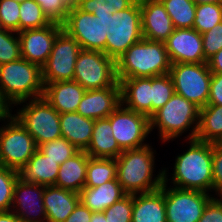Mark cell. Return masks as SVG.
Here are the masks:
<instances>
[{
  "instance_id": "bcb514c9",
  "label": "cell",
  "mask_w": 222,
  "mask_h": 222,
  "mask_svg": "<svg viewBox=\"0 0 222 222\" xmlns=\"http://www.w3.org/2000/svg\"><path fill=\"white\" fill-rule=\"evenodd\" d=\"M92 213L93 212L80 201L65 222H90Z\"/></svg>"
},
{
  "instance_id": "1f68e13d",
  "label": "cell",
  "mask_w": 222,
  "mask_h": 222,
  "mask_svg": "<svg viewBox=\"0 0 222 222\" xmlns=\"http://www.w3.org/2000/svg\"><path fill=\"white\" fill-rule=\"evenodd\" d=\"M19 14V32L43 28L52 23L41 6L34 0H26L20 3Z\"/></svg>"
},
{
  "instance_id": "52a82bcc",
  "label": "cell",
  "mask_w": 222,
  "mask_h": 222,
  "mask_svg": "<svg viewBox=\"0 0 222 222\" xmlns=\"http://www.w3.org/2000/svg\"><path fill=\"white\" fill-rule=\"evenodd\" d=\"M106 31V55L116 61L131 45L143 38L140 0L125 10L111 14Z\"/></svg>"
},
{
  "instance_id": "7c38bea8",
  "label": "cell",
  "mask_w": 222,
  "mask_h": 222,
  "mask_svg": "<svg viewBox=\"0 0 222 222\" xmlns=\"http://www.w3.org/2000/svg\"><path fill=\"white\" fill-rule=\"evenodd\" d=\"M113 136L122 151L147 146L151 134L150 118L120 104L108 117Z\"/></svg>"
},
{
  "instance_id": "603a6c76",
  "label": "cell",
  "mask_w": 222,
  "mask_h": 222,
  "mask_svg": "<svg viewBox=\"0 0 222 222\" xmlns=\"http://www.w3.org/2000/svg\"><path fill=\"white\" fill-rule=\"evenodd\" d=\"M131 222H167L164 183L155 191L133 194Z\"/></svg>"
},
{
  "instance_id": "f5cc1de1",
  "label": "cell",
  "mask_w": 222,
  "mask_h": 222,
  "mask_svg": "<svg viewBox=\"0 0 222 222\" xmlns=\"http://www.w3.org/2000/svg\"><path fill=\"white\" fill-rule=\"evenodd\" d=\"M67 4L71 6H76L79 0H65Z\"/></svg>"
},
{
  "instance_id": "6da1fadb",
  "label": "cell",
  "mask_w": 222,
  "mask_h": 222,
  "mask_svg": "<svg viewBox=\"0 0 222 222\" xmlns=\"http://www.w3.org/2000/svg\"><path fill=\"white\" fill-rule=\"evenodd\" d=\"M190 146L176 156L171 179L169 170H164V184L186 190L213 192L212 143L196 139L188 140ZM168 172V173H167Z\"/></svg>"
},
{
  "instance_id": "2e32d148",
  "label": "cell",
  "mask_w": 222,
  "mask_h": 222,
  "mask_svg": "<svg viewBox=\"0 0 222 222\" xmlns=\"http://www.w3.org/2000/svg\"><path fill=\"white\" fill-rule=\"evenodd\" d=\"M44 186L18 178L11 211L21 222H47L43 203Z\"/></svg>"
},
{
  "instance_id": "4fadbf2b",
  "label": "cell",
  "mask_w": 222,
  "mask_h": 222,
  "mask_svg": "<svg viewBox=\"0 0 222 222\" xmlns=\"http://www.w3.org/2000/svg\"><path fill=\"white\" fill-rule=\"evenodd\" d=\"M81 50L77 40L62 30L53 43L47 62L41 68L43 85L73 80L76 59Z\"/></svg>"
},
{
  "instance_id": "7dc6e473",
  "label": "cell",
  "mask_w": 222,
  "mask_h": 222,
  "mask_svg": "<svg viewBox=\"0 0 222 222\" xmlns=\"http://www.w3.org/2000/svg\"><path fill=\"white\" fill-rule=\"evenodd\" d=\"M207 63L212 73L222 74V49L213 55Z\"/></svg>"
},
{
  "instance_id": "7402d4cb",
  "label": "cell",
  "mask_w": 222,
  "mask_h": 222,
  "mask_svg": "<svg viewBox=\"0 0 222 222\" xmlns=\"http://www.w3.org/2000/svg\"><path fill=\"white\" fill-rule=\"evenodd\" d=\"M80 202V196L55 185L44 186L43 203L47 222H65Z\"/></svg>"
},
{
  "instance_id": "74e56055",
  "label": "cell",
  "mask_w": 222,
  "mask_h": 222,
  "mask_svg": "<svg viewBox=\"0 0 222 222\" xmlns=\"http://www.w3.org/2000/svg\"><path fill=\"white\" fill-rule=\"evenodd\" d=\"M20 58L21 48L17 32L0 28V65Z\"/></svg>"
},
{
  "instance_id": "30bf717a",
  "label": "cell",
  "mask_w": 222,
  "mask_h": 222,
  "mask_svg": "<svg viewBox=\"0 0 222 222\" xmlns=\"http://www.w3.org/2000/svg\"><path fill=\"white\" fill-rule=\"evenodd\" d=\"M169 75L175 93L194 103L200 109L208 104L212 72L207 62L171 64Z\"/></svg>"
},
{
  "instance_id": "f6af8a7d",
  "label": "cell",
  "mask_w": 222,
  "mask_h": 222,
  "mask_svg": "<svg viewBox=\"0 0 222 222\" xmlns=\"http://www.w3.org/2000/svg\"><path fill=\"white\" fill-rule=\"evenodd\" d=\"M208 104L222 105V74L212 73Z\"/></svg>"
},
{
  "instance_id": "8d00e7d4",
  "label": "cell",
  "mask_w": 222,
  "mask_h": 222,
  "mask_svg": "<svg viewBox=\"0 0 222 222\" xmlns=\"http://www.w3.org/2000/svg\"><path fill=\"white\" fill-rule=\"evenodd\" d=\"M175 89L169 74L152 77V115L174 95Z\"/></svg>"
},
{
  "instance_id": "ffe728a7",
  "label": "cell",
  "mask_w": 222,
  "mask_h": 222,
  "mask_svg": "<svg viewBox=\"0 0 222 222\" xmlns=\"http://www.w3.org/2000/svg\"><path fill=\"white\" fill-rule=\"evenodd\" d=\"M117 79L121 88V104L150 118L152 116V77Z\"/></svg>"
},
{
  "instance_id": "4316f807",
  "label": "cell",
  "mask_w": 222,
  "mask_h": 222,
  "mask_svg": "<svg viewBox=\"0 0 222 222\" xmlns=\"http://www.w3.org/2000/svg\"><path fill=\"white\" fill-rule=\"evenodd\" d=\"M62 137L78 150H85L91 141L94 120L83 117L78 112L60 114Z\"/></svg>"
},
{
  "instance_id": "44dd1931",
  "label": "cell",
  "mask_w": 222,
  "mask_h": 222,
  "mask_svg": "<svg viewBox=\"0 0 222 222\" xmlns=\"http://www.w3.org/2000/svg\"><path fill=\"white\" fill-rule=\"evenodd\" d=\"M86 89L74 80L47 83L42 97L59 113L76 112Z\"/></svg>"
},
{
  "instance_id": "83f0119b",
  "label": "cell",
  "mask_w": 222,
  "mask_h": 222,
  "mask_svg": "<svg viewBox=\"0 0 222 222\" xmlns=\"http://www.w3.org/2000/svg\"><path fill=\"white\" fill-rule=\"evenodd\" d=\"M112 133L113 130L107 118L94 120L91 141L84 151L93 158L116 159L123 151Z\"/></svg>"
},
{
  "instance_id": "836d02e7",
  "label": "cell",
  "mask_w": 222,
  "mask_h": 222,
  "mask_svg": "<svg viewBox=\"0 0 222 222\" xmlns=\"http://www.w3.org/2000/svg\"><path fill=\"white\" fill-rule=\"evenodd\" d=\"M136 0H79L77 7L83 12L94 16H110L111 14L125 10Z\"/></svg>"
},
{
  "instance_id": "b9f144b4",
  "label": "cell",
  "mask_w": 222,
  "mask_h": 222,
  "mask_svg": "<svg viewBox=\"0 0 222 222\" xmlns=\"http://www.w3.org/2000/svg\"><path fill=\"white\" fill-rule=\"evenodd\" d=\"M201 35L204 56L208 61L213 55L222 49V22Z\"/></svg>"
},
{
  "instance_id": "816d5d0a",
  "label": "cell",
  "mask_w": 222,
  "mask_h": 222,
  "mask_svg": "<svg viewBox=\"0 0 222 222\" xmlns=\"http://www.w3.org/2000/svg\"><path fill=\"white\" fill-rule=\"evenodd\" d=\"M196 4L204 3H222V0H193Z\"/></svg>"
},
{
  "instance_id": "d4e9b609",
  "label": "cell",
  "mask_w": 222,
  "mask_h": 222,
  "mask_svg": "<svg viewBox=\"0 0 222 222\" xmlns=\"http://www.w3.org/2000/svg\"><path fill=\"white\" fill-rule=\"evenodd\" d=\"M89 155L84 150H79L59 167L55 186L80 193L85 187L86 172Z\"/></svg>"
},
{
  "instance_id": "ac0fdd59",
  "label": "cell",
  "mask_w": 222,
  "mask_h": 222,
  "mask_svg": "<svg viewBox=\"0 0 222 222\" xmlns=\"http://www.w3.org/2000/svg\"><path fill=\"white\" fill-rule=\"evenodd\" d=\"M141 29L144 39L165 42L175 27L160 0H140Z\"/></svg>"
},
{
  "instance_id": "d6986e66",
  "label": "cell",
  "mask_w": 222,
  "mask_h": 222,
  "mask_svg": "<svg viewBox=\"0 0 222 222\" xmlns=\"http://www.w3.org/2000/svg\"><path fill=\"white\" fill-rule=\"evenodd\" d=\"M121 104L119 81L111 87L86 90L77 111L93 120L107 118Z\"/></svg>"
},
{
  "instance_id": "7bdbcfd3",
  "label": "cell",
  "mask_w": 222,
  "mask_h": 222,
  "mask_svg": "<svg viewBox=\"0 0 222 222\" xmlns=\"http://www.w3.org/2000/svg\"><path fill=\"white\" fill-rule=\"evenodd\" d=\"M213 195L222 194V149L212 143Z\"/></svg>"
},
{
  "instance_id": "d590c367",
  "label": "cell",
  "mask_w": 222,
  "mask_h": 222,
  "mask_svg": "<svg viewBox=\"0 0 222 222\" xmlns=\"http://www.w3.org/2000/svg\"><path fill=\"white\" fill-rule=\"evenodd\" d=\"M19 178V171L0 166V213L11 211L14 187Z\"/></svg>"
},
{
  "instance_id": "5b68a950",
  "label": "cell",
  "mask_w": 222,
  "mask_h": 222,
  "mask_svg": "<svg viewBox=\"0 0 222 222\" xmlns=\"http://www.w3.org/2000/svg\"><path fill=\"white\" fill-rule=\"evenodd\" d=\"M43 89L38 65L24 58L0 65V93L12 108L19 102L41 98Z\"/></svg>"
},
{
  "instance_id": "60d3db41",
  "label": "cell",
  "mask_w": 222,
  "mask_h": 222,
  "mask_svg": "<svg viewBox=\"0 0 222 222\" xmlns=\"http://www.w3.org/2000/svg\"><path fill=\"white\" fill-rule=\"evenodd\" d=\"M52 22L63 23L67 18L70 6L65 0H34Z\"/></svg>"
},
{
  "instance_id": "e0dca14e",
  "label": "cell",
  "mask_w": 222,
  "mask_h": 222,
  "mask_svg": "<svg viewBox=\"0 0 222 222\" xmlns=\"http://www.w3.org/2000/svg\"><path fill=\"white\" fill-rule=\"evenodd\" d=\"M171 64L205 63L202 35L194 28H175L164 42Z\"/></svg>"
},
{
  "instance_id": "f907efd6",
  "label": "cell",
  "mask_w": 222,
  "mask_h": 222,
  "mask_svg": "<svg viewBox=\"0 0 222 222\" xmlns=\"http://www.w3.org/2000/svg\"><path fill=\"white\" fill-rule=\"evenodd\" d=\"M90 222H107L104 212H93Z\"/></svg>"
},
{
  "instance_id": "db71d44e",
  "label": "cell",
  "mask_w": 222,
  "mask_h": 222,
  "mask_svg": "<svg viewBox=\"0 0 222 222\" xmlns=\"http://www.w3.org/2000/svg\"><path fill=\"white\" fill-rule=\"evenodd\" d=\"M215 144L222 149V137Z\"/></svg>"
},
{
  "instance_id": "8992f818",
  "label": "cell",
  "mask_w": 222,
  "mask_h": 222,
  "mask_svg": "<svg viewBox=\"0 0 222 222\" xmlns=\"http://www.w3.org/2000/svg\"><path fill=\"white\" fill-rule=\"evenodd\" d=\"M17 105L22 107L12 115L34 138L37 147L62 137L60 114L43 97L25 100Z\"/></svg>"
},
{
  "instance_id": "ee69618b",
  "label": "cell",
  "mask_w": 222,
  "mask_h": 222,
  "mask_svg": "<svg viewBox=\"0 0 222 222\" xmlns=\"http://www.w3.org/2000/svg\"><path fill=\"white\" fill-rule=\"evenodd\" d=\"M198 222H222V199L220 196H213L207 203Z\"/></svg>"
},
{
  "instance_id": "d6a6232c",
  "label": "cell",
  "mask_w": 222,
  "mask_h": 222,
  "mask_svg": "<svg viewBox=\"0 0 222 222\" xmlns=\"http://www.w3.org/2000/svg\"><path fill=\"white\" fill-rule=\"evenodd\" d=\"M222 22V3L196 4L193 28L203 34Z\"/></svg>"
},
{
  "instance_id": "cb8c5ba5",
  "label": "cell",
  "mask_w": 222,
  "mask_h": 222,
  "mask_svg": "<svg viewBox=\"0 0 222 222\" xmlns=\"http://www.w3.org/2000/svg\"><path fill=\"white\" fill-rule=\"evenodd\" d=\"M60 164L44 155L38 148L29 161L19 170L25 181L43 186L55 185Z\"/></svg>"
},
{
  "instance_id": "ab89813d",
  "label": "cell",
  "mask_w": 222,
  "mask_h": 222,
  "mask_svg": "<svg viewBox=\"0 0 222 222\" xmlns=\"http://www.w3.org/2000/svg\"><path fill=\"white\" fill-rule=\"evenodd\" d=\"M20 3L0 0V28L19 32Z\"/></svg>"
},
{
  "instance_id": "7a4b0ae2",
  "label": "cell",
  "mask_w": 222,
  "mask_h": 222,
  "mask_svg": "<svg viewBox=\"0 0 222 222\" xmlns=\"http://www.w3.org/2000/svg\"><path fill=\"white\" fill-rule=\"evenodd\" d=\"M155 152L148 144L142 148L125 150L116 158V179L127 194L147 193L161 188L164 170L159 169L154 176Z\"/></svg>"
},
{
  "instance_id": "f1b7e54d",
  "label": "cell",
  "mask_w": 222,
  "mask_h": 222,
  "mask_svg": "<svg viewBox=\"0 0 222 222\" xmlns=\"http://www.w3.org/2000/svg\"><path fill=\"white\" fill-rule=\"evenodd\" d=\"M222 137V105L207 104L200 109L196 140L216 143Z\"/></svg>"
},
{
  "instance_id": "3957f363",
  "label": "cell",
  "mask_w": 222,
  "mask_h": 222,
  "mask_svg": "<svg viewBox=\"0 0 222 222\" xmlns=\"http://www.w3.org/2000/svg\"><path fill=\"white\" fill-rule=\"evenodd\" d=\"M171 62L163 42L142 38L116 60L117 78H143L169 74Z\"/></svg>"
},
{
  "instance_id": "8fae6325",
  "label": "cell",
  "mask_w": 222,
  "mask_h": 222,
  "mask_svg": "<svg viewBox=\"0 0 222 222\" xmlns=\"http://www.w3.org/2000/svg\"><path fill=\"white\" fill-rule=\"evenodd\" d=\"M73 80L86 90L114 86L118 82L116 61L101 51L81 50Z\"/></svg>"
},
{
  "instance_id": "f35d334b",
  "label": "cell",
  "mask_w": 222,
  "mask_h": 222,
  "mask_svg": "<svg viewBox=\"0 0 222 222\" xmlns=\"http://www.w3.org/2000/svg\"><path fill=\"white\" fill-rule=\"evenodd\" d=\"M133 210V194H127L103 212L107 222H131Z\"/></svg>"
},
{
  "instance_id": "11a10c76",
  "label": "cell",
  "mask_w": 222,
  "mask_h": 222,
  "mask_svg": "<svg viewBox=\"0 0 222 222\" xmlns=\"http://www.w3.org/2000/svg\"><path fill=\"white\" fill-rule=\"evenodd\" d=\"M14 1L19 2V3H22V2H24V1H26V0H14Z\"/></svg>"
},
{
  "instance_id": "c3c4849f",
  "label": "cell",
  "mask_w": 222,
  "mask_h": 222,
  "mask_svg": "<svg viewBox=\"0 0 222 222\" xmlns=\"http://www.w3.org/2000/svg\"><path fill=\"white\" fill-rule=\"evenodd\" d=\"M12 114V107L3 99L0 93V122H4Z\"/></svg>"
},
{
  "instance_id": "9c48e42d",
  "label": "cell",
  "mask_w": 222,
  "mask_h": 222,
  "mask_svg": "<svg viewBox=\"0 0 222 222\" xmlns=\"http://www.w3.org/2000/svg\"><path fill=\"white\" fill-rule=\"evenodd\" d=\"M110 16H94L71 6L62 23L63 30L75 38L82 50L101 51L106 54V27Z\"/></svg>"
},
{
  "instance_id": "ba28073f",
  "label": "cell",
  "mask_w": 222,
  "mask_h": 222,
  "mask_svg": "<svg viewBox=\"0 0 222 222\" xmlns=\"http://www.w3.org/2000/svg\"><path fill=\"white\" fill-rule=\"evenodd\" d=\"M2 124L0 126V166L19 171L38 147L34 138L12 114Z\"/></svg>"
},
{
  "instance_id": "4dcf8cb0",
  "label": "cell",
  "mask_w": 222,
  "mask_h": 222,
  "mask_svg": "<svg viewBox=\"0 0 222 222\" xmlns=\"http://www.w3.org/2000/svg\"><path fill=\"white\" fill-rule=\"evenodd\" d=\"M175 28H193L196 3L193 0H160Z\"/></svg>"
},
{
  "instance_id": "f546056e",
  "label": "cell",
  "mask_w": 222,
  "mask_h": 222,
  "mask_svg": "<svg viewBox=\"0 0 222 222\" xmlns=\"http://www.w3.org/2000/svg\"><path fill=\"white\" fill-rule=\"evenodd\" d=\"M117 164L113 158L89 157L85 187L94 188L116 179Z\"/></svg>"
},
{
  "instance_id": "277c9868",
  "label": "cell",
  "mask_w": 222,
  "mask_h": 222,
  "mask_svg": "<svg viewBox=\"0 0 222 222\" xmlns=\"http://www.w3.org/2000/svg\"><path fill=\"white\" fill-rule=\"evenodd\" d=\"M200 108L174 93L170 100L150 117V129H157L161 143L174 141L190 131L185 141L196 138ZM191 128V129H190ZM190 129V130H189Z\"/></svg>"
},
{
  "instance_id": "5bb4252c",
  "label": "cell",
  "mask_w": 222,
  "mask_h": 222,
  "mask_svg": "<svg viewBox=\"0 0 222 222\" xmlns=\"http://www.w3.org/2000/svg\"><path fill=\"white\" fill-rule=\"evenodd\" d=\"M211 193L179 189L165 184V209L167 222H198Z\"/></svg>"
},
{
  "instance_id": "681fc988",
  "label": "cell",
  "mask_w": 222,
  "mask_h": 222,
  "mask_svg": "<svg viewBox=\"0 0 222 222\" xmlns=\"http://www.w3.org/2000/svg\"><path fill=\"white\" fill-rule=\"evenodd\" d=\"M0 222H21V220L12 211H6L0 213Z\"/></svg>"
},
{
  "instance_id": "9a60e30c",
  "label": "cell",
  "mask_w": 222,
  "mask_h": 222,
  "mask_svg": "<svg viewBox=\"0 0 222 222\" xmlns=\"http://www.w3.org/2000/svg\"><path fill=\"white\" fill-rule=\"evenodd\" d=\"M62 30L61 23L52 22L43 28L17 32L20 40L21 58L42 68L50 56L57 35Z\"/></svg>"
},
{
  "instance_id": "484cf974",
  "label": "cell",
  "mask_w": 222,
  "mask_h": 222,
  "mask_svg": "<svg viewBox=\"0 0 222 222\" xmlns=\"http://www.w3.org/2000/svg\"><path fill=\"white\" fill-rule=\"evenodd\" d=\"M126 195L117 179L94 188L84 187L79 193L80 201L92 212H103Z\"/></svg>"
},
{
  "instance_id": "e575fe53",
  "label": "cell",
  "mask_w": 222,
  "mask_h": 222,
  "mask_svg": "<svg viewBox=\"0 0 222 222\" xmlns=\"http://www.w3.org/2000/svg\"><path fill=\"white\" fill-rule=\"evenodd\" d=\"M38 149L44 155L48 156V158L57 161L60 165L79 151L64 137L45 142L39 145Z\"/></svg>"
}]
</instances>
